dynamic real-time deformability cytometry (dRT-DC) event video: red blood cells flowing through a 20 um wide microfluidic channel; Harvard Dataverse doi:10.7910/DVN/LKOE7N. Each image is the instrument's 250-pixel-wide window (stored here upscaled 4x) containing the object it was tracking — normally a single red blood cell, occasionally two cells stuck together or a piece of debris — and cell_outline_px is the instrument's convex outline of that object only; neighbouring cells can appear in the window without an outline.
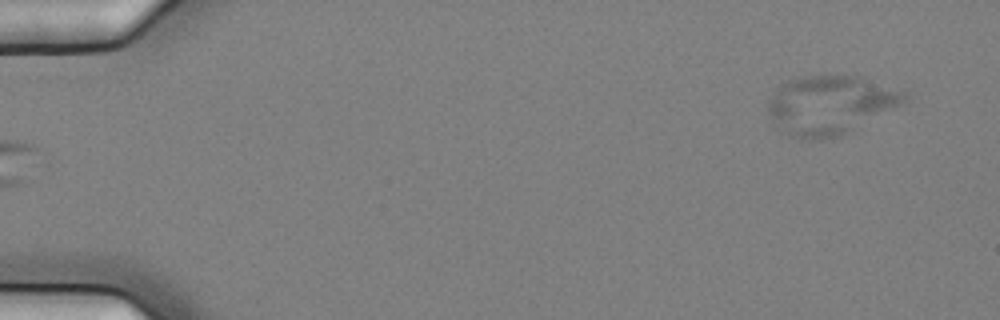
{"species": "common noctule bat (a hibernating species)", "species_latin": "Nyctalus noctula", "temperature_condition": "cold", "stored_images_in_passage": 6, "segment_of_instrument_passage": [2, 2], "camera_frame_rate_fps": 3000, "um_per_image_px": 0.085, "animal": {"sex": "female", "body_mass_g": 25.1}, "frame": {"image": 1, "passage_image": 6, "time_ms": 1.667, "image_size_px": [1000, 320], "cell_outline_px": [[908, 100], [840, 136], [820, 140], [800, 140], [792, 136], [768, 112], [768, 100], [776, 88], [780, 84], [788, 80], [804, 76], [860, 76], [908, 92]], "centroid_in_image_um": [70.59, 8.9], "position_along_channel_um": 14.4, "area_um2": 46.07}}